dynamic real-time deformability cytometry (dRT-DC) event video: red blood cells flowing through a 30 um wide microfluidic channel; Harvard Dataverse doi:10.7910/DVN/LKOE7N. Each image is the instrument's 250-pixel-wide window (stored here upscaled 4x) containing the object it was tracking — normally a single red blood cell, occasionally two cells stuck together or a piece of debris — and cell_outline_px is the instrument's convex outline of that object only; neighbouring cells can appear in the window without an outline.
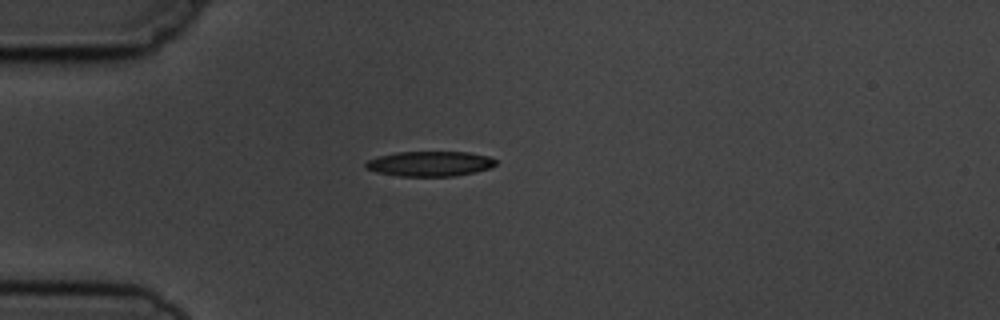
{"species": "common noctule bat (a hibernating species)", "species_latin": "Nyctalus noctula", "temperature_condition": "cold", "stored_images_in_passage": 1, "camera_frame_rate_fps": 3000, "um_per_image_px": 0.085, "animal": {"sex": "male", "body_mass_g": 19.5, "forearm_length_mm": 54.6}, "frame": {"image": 1, "passage_image": 1, "time_ms": 0.0, "image_size_px": [1000, 320], "cell_outline_px": [[496, 164], [492, 168], [476, 172], [452, 176], [400, 176], [376, 172], [364, 168], [364, 164], [368, 160], [376, 156], [396, 152], [468, 152], [488, 156], [496, 160]], "centroid_in_image_um": [36.52, 13.91], "position_along_channel_um": 48.5, "area_um2": 19.13}}